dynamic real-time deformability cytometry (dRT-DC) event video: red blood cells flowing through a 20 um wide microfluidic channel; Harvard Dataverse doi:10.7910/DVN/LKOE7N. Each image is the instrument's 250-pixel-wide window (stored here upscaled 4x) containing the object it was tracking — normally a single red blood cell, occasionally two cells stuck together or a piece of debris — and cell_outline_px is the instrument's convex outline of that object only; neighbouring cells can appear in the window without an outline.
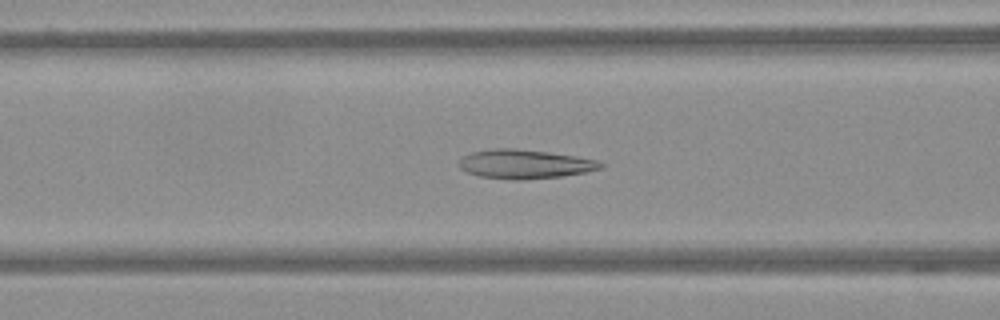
{"species": "Egyptian fruit bat (a non-hibernating species)", "species_latin": "Rousettus aegyptiacus", "temperature_condition": "warm", "stored_images_in_passage": 52, "camera_frame_rate_fps": 3000, "um_per_image_px": 0.085, "frame": {"image": 1, "passage_image": 18, "time_ms": 5.667, "image_size_px": [1000, 320], "cell_outline_px": [[604, 168], [584, 172], [560, 176], [524, 180], [512, 180], [480, 176], [468, 172], [460, 168], [460, 160], [464, 156], [472, 152], [496, 148], [512, 148], [548, 152], [576, 156], [596, 160], [604, 164]], "centroid_in_image_um": [44.62, 13.95], "position_along_channel_um": 122.0, "area_um2": 23.76}}
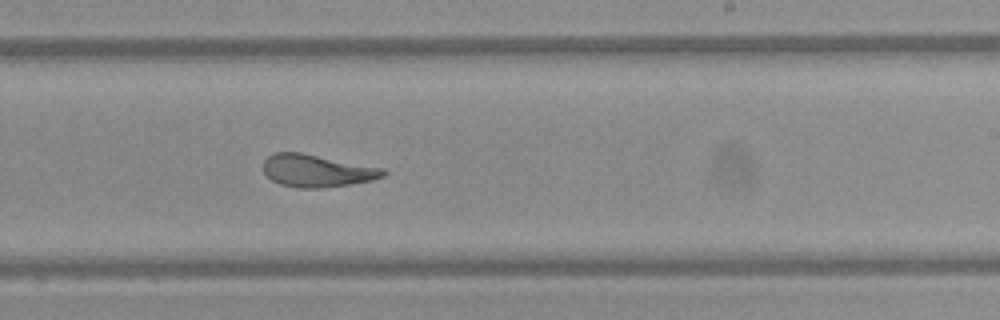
{"frame": {"image": 2, "passage_image": 30, "time_ms": 9.667, "image_size_px": [1000, 320], "cell_outline_px": [[388, 172], [384, 176], [372, 180], [324, 188], [296, 188], [280, 184], [272, 180], [264, 172], [264, 160], [272, 152], [300, 152], [384, 168]], "centroid_in_image_um": [26.93, 14.51], "position_along_channel_um": 262.1, "area_um2": 22.72}}
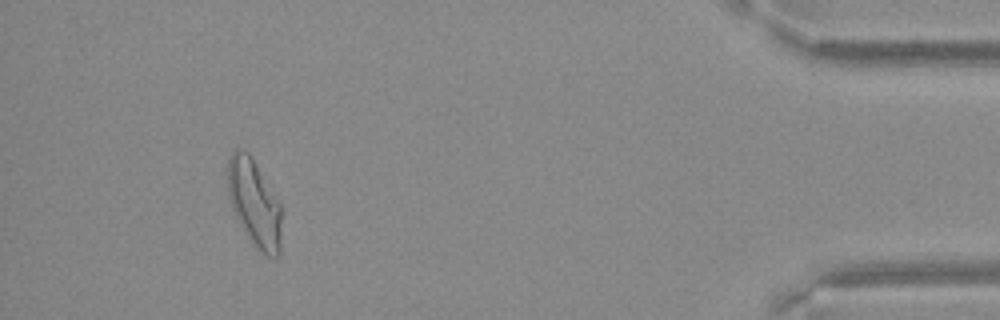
{"frame": {"image": 3, "passage_image": 48, "time_ms": 15.667, "image_size_px": [1000, 320], "cell_outline_px": [[280, 256], [268, 256], [252, 244], [240, 224], [232, 208], [228, 196], [228, 160], [232, 152], [236, 148], [240, 148], [248, 152], [280, 204]], "centroid_in_image_um": [21.59, 17.26], "position_along_channel_um": 413.6, "area_um2": 26.76}}